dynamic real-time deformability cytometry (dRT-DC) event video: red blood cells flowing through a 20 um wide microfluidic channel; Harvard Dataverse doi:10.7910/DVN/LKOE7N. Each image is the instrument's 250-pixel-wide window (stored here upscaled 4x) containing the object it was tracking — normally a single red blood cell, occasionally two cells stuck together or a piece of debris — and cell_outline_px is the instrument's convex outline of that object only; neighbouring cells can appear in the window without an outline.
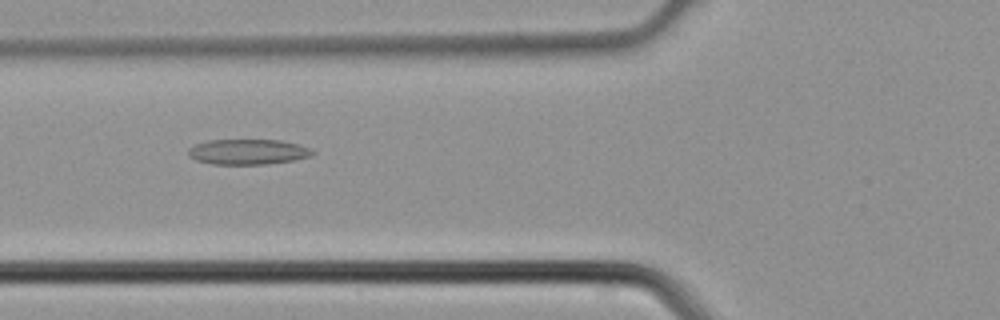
{"species": "common noctule bat (a hibernating species)", "species_latin": "Nyctalus noctula", "temperature_condition": "cold", "stored_images_in_passage": 4, "camera_frame_rate_fps": 3000, "um_per_image_px": 0.085, "animal": {"sex": "male", "body_mass_g": 21.5, "forearm_length_mm": 52.0}, "frame": {"image": 1, "passage_image": 4, "time_ms": 1.0, "image_size_px": [1000, 320], "cell_outline_px": [[316, 152], [312, 156], [292, 160], [264, 164], [212, 164], [196, 160], [188, 156], [188, 148], [196, 144], [208, 140], [280, 140], [300, 144], [312, 148]], "centroid_in_image_um": [21.1, 12.9], "position_along_channel_um": 104.7, "area_um2": 18.44}}